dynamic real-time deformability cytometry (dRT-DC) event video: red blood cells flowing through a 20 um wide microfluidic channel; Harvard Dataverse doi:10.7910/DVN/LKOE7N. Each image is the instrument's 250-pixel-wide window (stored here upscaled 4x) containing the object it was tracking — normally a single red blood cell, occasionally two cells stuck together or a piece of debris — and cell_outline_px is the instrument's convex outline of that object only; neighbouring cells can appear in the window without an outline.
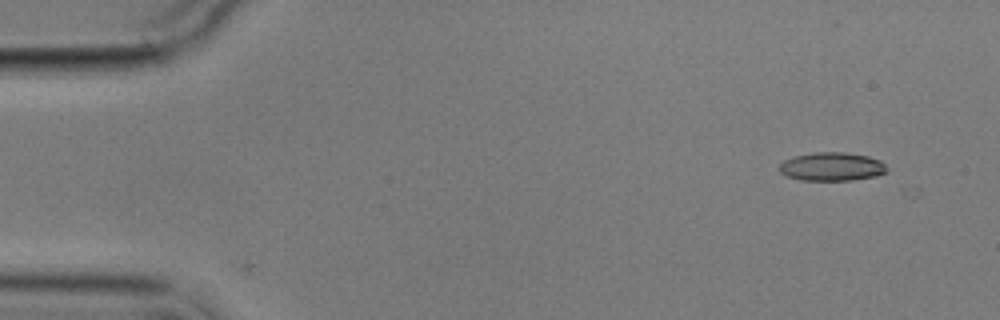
{"species": "common noctule bat (a hibernating species)", "species_latin": "Nyctalus noctula", "temperature_condition": "cold", "stored_images_in_passage": 2, "camera_frame_rate_fps": 3000, "um_per_image_px": 0.085, "animal": {"sex": "male", "body_mass_g": 17.9}, "frame": {"image": 1, "passage_image": 1, "time_ms": 0.0, "image_size_px": [1000, 320], "cell_outline_px": [[888, 172], [876, 176], [852, 180], [800, 180], [788, 176], [780, 172], [780, 164], [784, 160], [792, 156], [816, 152], [844, 152], [868, 156], [880, 160], [888, 168]], "centroid_in_image_um": [70.73, 14.16], "position_along_channel_um": 14.3, "area_um2": 17.92}}